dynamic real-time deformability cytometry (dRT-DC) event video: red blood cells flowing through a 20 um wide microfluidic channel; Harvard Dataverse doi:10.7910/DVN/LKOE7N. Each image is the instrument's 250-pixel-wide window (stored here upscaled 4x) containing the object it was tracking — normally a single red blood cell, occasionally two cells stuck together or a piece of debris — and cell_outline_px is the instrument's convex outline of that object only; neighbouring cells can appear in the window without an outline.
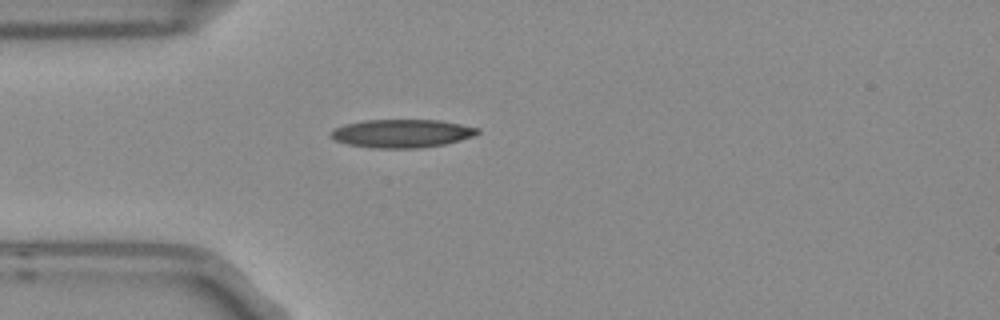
{"species": "Egyptian fruit bat (a non-hibernating species)", "species_latin": "Rousettus aegyptiacus", "temperature_condition": "room temperature", "stored_images_in_passage": 1, "camera_frame_rate_fps": 3000, "um_per_image_px": 0.085, "frame": {"image": 1, "passage_image": 1, "time_ms": 0.0, "image_size_px": [1000, 320], "cell_outline_px": [[480, 132], [472, 136], [460, 140], [444, 144], [416, 148], [372, 148], [348, 144], [336, 140], [328, 136], [328, 132], [332, 128], [344, 124], [364, 120], [440, 120], [480, 128]], "centroid_in_image_um": [34.1, 11.33], "position_along_channel_um": 50.9, "area_um2": 24.28}}